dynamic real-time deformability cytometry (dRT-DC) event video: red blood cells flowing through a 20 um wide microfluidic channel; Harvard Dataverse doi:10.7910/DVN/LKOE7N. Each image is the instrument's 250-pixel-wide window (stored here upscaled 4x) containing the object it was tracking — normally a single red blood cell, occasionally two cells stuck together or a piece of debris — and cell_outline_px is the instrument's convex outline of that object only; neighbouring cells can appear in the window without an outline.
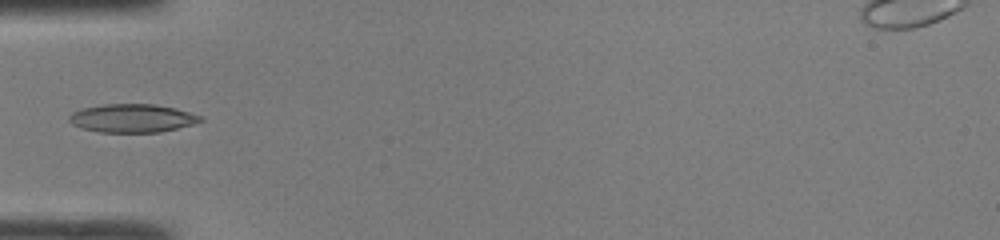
{"species": "common noctule bat (a hibernating species)", "species_latin": "Nyctalus noctula", "temperature_condition": "room temperature", "stored_images_in_passage": 32, "camera_frame_rate_fps": 3000, "um_per_image_px": 0.085, "animal": {"sex": "male", "body_mass_g": 19.0, "forearm_length_mm": 50.8}, "frame": {"image": 1, "passage_image": 1, "time_ms": 0.0, "image_size_px": [1000, 240], "cell_outline_px": [[204, 120], [192, 124], [160, 132], [100, 132], [80, 128], [72, 124], [68, 120], [68, 116], [72, 112], [84, 108], [104, 104], [156, 104], [176, 108], [204, 116]], "centroid_in_image_um": [11.25, 10.04], "position_along_channel_um": 73.8, "area_um2": 21.79}}
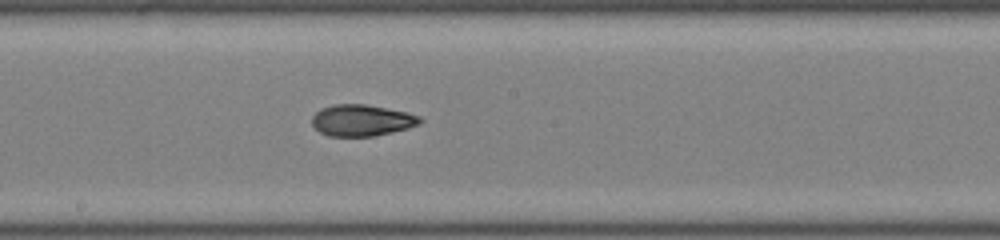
{"frame": {"image": 2, "passage_image": 11, "time_ms": 3.333, "image_size_px": [1000, 240], "cell_outline_px": [[424, 120], [420, 124], [408, 128], [392, 132], [372, 136], [328, 136], [320, 132], [312, 124], [312, 116], [320, 108], [336, 104], [364, 104], [408, 112], [420, 116]], "centroid_in_image_um": [30.76, 10.22], "position_along_channel_um": 217.4, "area_um2": 19.83}}
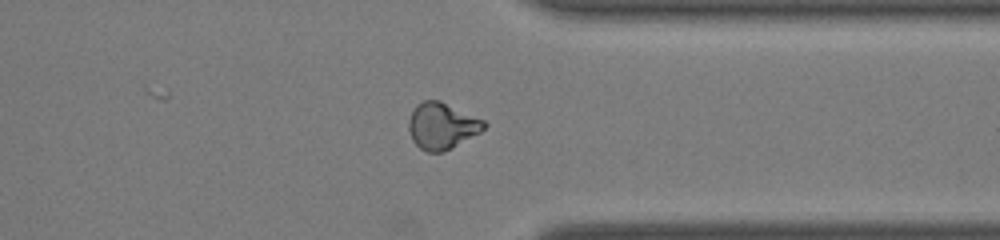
{"frame": {"image": 3, "passage_image": 22, "time_ms": 7.0, "image_size_px": [1000, 240], "cell_outline_px": [[488, 124], [480, 132], [452, 148], [440, 152], [428, 152], [420, 148], [412, 140], [408, 128], [408, 120], [416, 104], [424, 100], [440, 100], [484, 120]], "centroid_in_image_um": [37.55, 10.69], "position_along_channel_um": 373.8, "area_um2": 20.35}}